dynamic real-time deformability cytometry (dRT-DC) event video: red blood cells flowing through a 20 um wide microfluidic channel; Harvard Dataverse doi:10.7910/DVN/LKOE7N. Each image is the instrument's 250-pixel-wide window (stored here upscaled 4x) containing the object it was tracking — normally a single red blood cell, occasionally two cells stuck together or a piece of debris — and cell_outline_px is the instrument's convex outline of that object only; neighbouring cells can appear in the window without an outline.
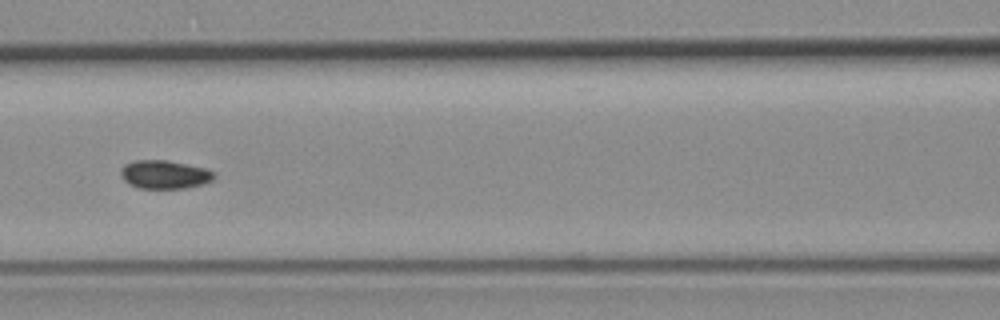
{"species": "common noctule bat (a hibernating species)", "species_latin": "Nyctalus noctula", "temperature_condition": "room temperature", "stored_images_in_passage": 58, "segment_of_instrument_passage": [2, 2], "camera_frame_rate_fps": 3000, "um_per_image_px": 0.085, "animal": {"sex": "female", "body_mass_g": 19.3, "forearm_length_mm": 54.1}, "frame": {"image": 1, "passage_image": 25, "time_ms": 8.0, "image_size_px": [1000, 320], "cell_outline_px": [[216, 176], [212, 180], [204, 184], [184, 188], [140, 188], [128, 184], [120, 176], [120, 168], [124, 164], [136, 160], [168, 160], [208, 168], [216, 172]], "centroid_in_image_um": [14.01, 14.82], "position_along_channel_um": 152.6, "area_um2": 15.78}}
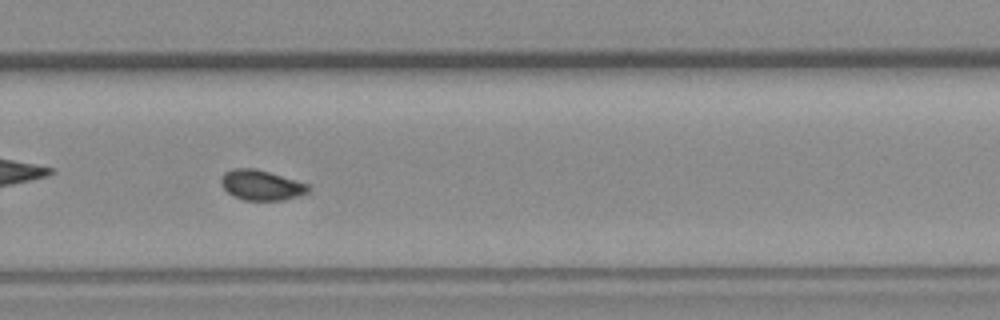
{"frame": {"image": 2, "passage_image": 38, "time_ms": 12.333, "image_size_px": [1000, 320], "cell_outline_px": [[312, 188], [308, 192], [300, 196], [284, 200], [244, 200], [232, 196], [220, 184], [220, 180], [224, 172], [232, 168], [256, 168], [296, 180], [308, 184]], "centroid_in_image_um": [22.21, 15.73], "position_along_channel_um": 307.6, "area_um2": 15.55}}
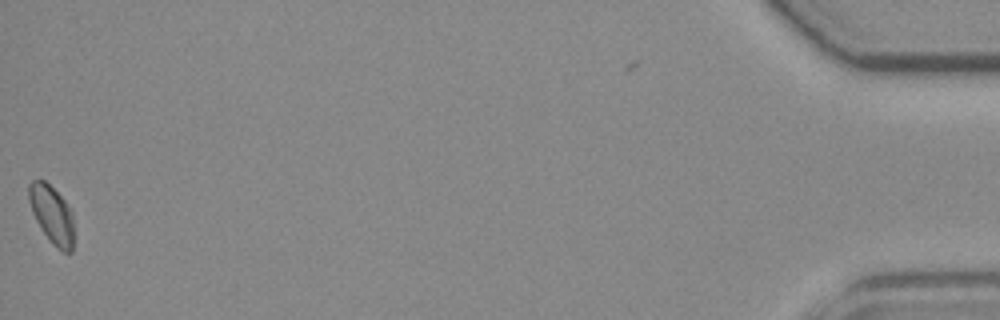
{"frame": {"image": 3, "passage_image": 57, "time_ms": 18.667, "image_size_px": [1000, 320], "cell_outline_px": [[72, 252], [64, 252], [56, 248], [44, 232], [36, 220], [32, 212], [28, 200], [28, 184], [32, 180], [44, 180], [64, 200], [72, 212]], "centroid_in_image_um": [4.38, 18.21], "position_along_channel_um": 430.8, "area_um2": 14.85}}